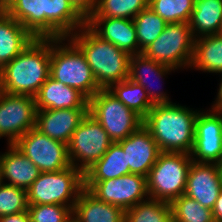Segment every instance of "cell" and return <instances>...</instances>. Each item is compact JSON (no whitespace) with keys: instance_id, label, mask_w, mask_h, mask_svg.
<instances>
[{"instance_id":"cell-1","label":"cell","mask_w":222,"mask_h":222,"mask_svg":"<svg viewBox=\"0 0 222 222\" xmlns=\"http://www.w3.org/2000/svg\"><path fill=\"white\" fill-rule=\"evenodd\" d=\"M199 111L179 103L157 104L143 119V125L161 152L190 154L194 146L195 122Z\"/></svg>"},{"instance_id":"cell-2","label":"cell","mask_w":222,"mask_h":222,"mask_svg":"<svg viewBox=\"0 0 222 222\" xmlns=\"http://www.w3.org/2000/svg\"><path fill=\"white\" fill-rule=\"evenodd\" d=\"M51 38H35L0 73V91L35 97L50 76Z\"/></svg>"},{"instance_id":"cell-3","label":"cell","mask_w":222,"mask_h":222,"mask_svg":"<svg viewBox=\"0 0 222 222\" xmlns=\"http://www.w3.org/2000/svg\"><path fill=\"white\" fill-rule=\"evenodd\" d=\"M67 38L82 51L101 89L128 78L130 55L101 39L87 25Z\"/></svg>"},{"instance_id":"cell-4","label":"cell","mask_w":222,"mask_h":222,"mask_svg":"<svg viewBox=\"0 0 222 222\" xmlns=\"http://www.w3.org/2000/svg\"><path fill=\"white\" fill-rule=\"evenodd\" d=\"M50 77L77 89L88 100L101 90L82 51L67 37L51 38Z\"/></svg>"},{"instance_id":"cell-5","label":"cell","mask_w":222,"mask_h":222,"mask_svg":"<svg viewBox=\"0 0 222 222\" xmlns=\"http://www.w3.org/2000/svg\"><path fill=\"white\" fill-rule=\"evenodd\" d=\"M192 161L187 153L161 152L146 177L149 198L171 203L184 194Z\"/></svg>"},{"instance_id":"cell-6","label":"cell","mask_w":222,"mask_h":222,"mask_svg":"<svg viewBox=\"0 0 222 222\" xmlns=\"http://www.w3.org/2000/svg\"><path fill=\"white\" fill-rule=\"evenodd\" d=\"M84 189V173L70 166L61 171L41 172L26 190L28 205L60 204L73 209Z\"/></svg>"},{"instance_id":"cell-7","label":"cell","mask_w":222,"mask_h":222,"mask_svg":"<svg viewBox=\"0 0 222 222\" xmlns=\"http://www.w3.org/2000/svg\"><path fill=\"white\" fill-rule=\"evenodd\" d=\"M89 114L105 129L113 142H119L143 125V119L125 106L108 89L99 90L88 100Z\"/></svg>"},{"instance_id":"cell-8","label":"cell","mask_w":222,"mask_h":222,"mask_svg":"<svg viewBox=\"0 0 222 222\" xmlns=\"http://www.w3.org/2000/svg\"><path fill=\"white\" fill-rule=\"evenodd\" d=\"M195 37L189 23H170L142 53L174 69L190 68Z\"/></svg>"},{"instance_id":"cell-9","label":"cell","mask_w":222,"mask_h":222,"mask_svg":"<svg viewBox=\"0 0 222 222\" xmlns=\"http://www.w3.org/2000/svg\"><path fill=\"white\" fill-rule=\"evenodd\" d=\"M113 143L105 129L88 113L67 144L70 163L84 173Z\"/></svg>"},{"instance_id":"cell-10","label":"cell","mask_w":222,"mask_h":222,"mask_svg":"<svg viewBox=\"0 0 222 222\" xmlns=\"http://www.w3.org/2000/svg\"><path fill=\"white\" fill-rule=\"evenodd\" d=\"M41 172L61 171L71 166L67 144L32 128L13 144Z\"/></svg>"},{"instance_id":"cell-11","label":"cell","mask_w":222,"mask_h":222,"mask_svg":"<svg viewBox=\"0 0 222 222\" xmlns=\"http://www.w3.org/2000/svg\"><path fill=\"white\" fill-rule=\"evenodd\" d=\"M84 188L97 199L121 207L124 211L149 198L146 177L125 174L103 181H84Z\"/></svg>"},{"instance_id":"cell-12","label":"cell","mask_w":222,"mask_h":222,"mask_svg":"<svg viewBox=\"0 0 222 222\" xmlns=\"http://www.w3.org/2000/svg\"><path fill=\"white\" fill-rule=\"evenodd\" d=\"M35 97L0 91V139L7 137L13 145L32 128L36 121Z\"/></svg>"},{"instance_id":"cell-13","label":"cell","mask_w":222,"mask_h":222,"mask_svg":"<svg viewBox=\"0 0 222 222\" xmlns=\"http://www.w3.org/2000/svg\"><path fill=\"white\" fill-rule=\"evenodd\" d=\"M194 162L220 163L222 160V112L202 110L195 122L194 146L190 153Z\"/></svg>"},{"instance_id":"cell-14","label":"cell","mask_w":222,"mask_h":222,"mask_svg":"<svg viewBox=\"0 0 222 222\" xmlns=\"http://www.w3.org/2000/svg\"><path fill=\"white\" fill-rule=\"evenodd\" d=\"M221 190L218 164L192 161L184 194L212 210Z\"/></svg>"},{"instance_id":"cell-15","label":"cell","mask_w":222,"mask_h":222,"mask_svg":"<svg viewBox=\"0 0 222 222\" xmlns=\"http://www.w3.org/2000/svg\"><path fill=\"white\" fill-rule=\"evenodd\" d=\"M45 14V38H63L86 25V18L69 0H41Z\"/></svg>"},{"instance_id":"cell-16","label":"cell","mask_w":222,"mask_h":222,"mask_svg":"<svg viewBox=\"0 0 222 222\" xmlns=\"http://www.w3.org/2000/svg\"><path fill=\"white\" fill-rule=\"evenodd\" d=\"M88 113V104L83 109L37 110L35 128L52 139L68 144Z\"/></svg>"},{"instance_id":"cell-17","label":"cell","mask_w":222,"mask_h":222,"mask_svg":"<svg viewBox=\"0 0 222 222\" xmlns=\"http://www.w3.org/2000/svg\"><path fill=\"white\" fill-rule=\"evenodd\" d=\"M117 143L126 154L130 173L147 177L161 151L144 125Z\"/></svg>"},{"instance_id":"cell-18","label":"cell","mask_w":222,"mask_h":222,"mask_svg":"<svg viewBox=\"0 0 222 222\" xmlns=\"http://www.w3.org/2000/svg\"><path fill=\"white\" fill-rule=\"evenodd\" d=\"M86 25L101 39L112 43L128 55L139 54L137 34L132 19L88 17Z\"/></svg>"},{"instance_id":"cell-19","label":"cell","mask_w":222,"mask_h":222,"mask_svg":"<svg viewBox=\"0 0 222 222\" xmlns=\"http://www.w3.org/2000/svg\"><path fill=\"white\" fill-rule=\"evenodd\" d=\"M175 70L176 69L154 61L153 59L146 57L143 53H140L130 56L128 79L138 83L145 89L148 98L153 105L173 103L167 96L168 94L166 92L160 89H157L158 91H153L149 88L152 85V81L151 83L149 82L150 80L148 79V76H152L156 80L158 78L159 80Z\"/></svg>"},{"instance_id":"cell-20","label":"cell","mask_w":222,"mask_h":222,"mask_svg":"<svg viewBox=\"0 0 222 222\" xmlns=\"http://www.w3.org/2000/svg\"><path fill=\"white\" fill-rule=\"evenodd\" d=\"M7 148L0 154V182L27 190L41 171L14 145Z\"/></svg>"},{"instance_id":"cell-21","label":"cell","mask_w":222,"mask_h":222,"mask_svg":"<svg viewBox=\"0 0 222 222\" xmlns=\"http://www.w3.org/2000/svg\"><path fill=\"white\" fill-rule=\"evenodd\" d=\"M36 110L83 109L88 99L77 89L48 77L35 96Z\"/></svg>"},{"instance_id":"cell-22","label":"cell","mask_w":222,"mask_h":222,"mask_svg":"<svg viewBox=\"0 0 222 222\" xmlns=\"http://www.w3.org/2000/svg\"><path fill=\"white\" fill-rule=\"evenodd\" d=\"M35 37L3 9L0 11V73L3 66L30 45Z\"/></svg>"},{"instance_id":"cell-23","label":"cell","mask_w":222,"mask_h":222,"mask_svg":"<svg viewBox=\"0 0 222 222\" xmlns=\"http://www.w3.org/2000/svg\"><path fill=\"white\" fill-rule=\"evenodd\" d=\"M77 222H125V211L116 205L97 199L83 189L72 209Z\"/></svg>"},{"instance_id":"cell-24","label":"cell","mask_w":222,"mask_h":222,"mask_svg":"<svg viewBox=\"0 0 222 222\" xmlns=\"http://www.w3.org/2000/svg\"><path fill=\"white\" fill-rule=\"evenodd\" d=\"M2 9L35 38H45V14H41V0H2Z\"/></svg>"},{"instance_id":"cell-25","label":"cell","mask_w":222,"mask_h":222,"mask_svg":"<svg viewBox=\"0 0 222 222\" xmlns=\"http://www.w3.org/2000/svg\"><path fill=\"white\" fill-rule=\"evenodd\" d=\"M189 26L195 39L219 34L222 28V0H194Z\"/></svg>"},{"instance_id":"cell-26","label":"cell","mask_w":222,"mask_h":222,"mask_svg":"<svg viewBox=\"0 0 222 222\" xmlns=\"http://www.w3.org/2000/svg\"><path fill=\"white\" fill-rule=\"evenodd\" d=\"M129 173L126 154L122 147L114 142L101 159L84 172V181H103Z\"/></svg>"},{"instance_id":"cell-27","label":"cell","mask_w":222,"mask_h":222,"mask_svg":"<svg viewBox=\"0 0 222 222\" xmlns=\"http://www.w3.org/2000/svg\"><path fill=\"white\" fill-rule=\"evenodd\" d=\"M191 67L203 72L222 73V34L195 39Z\"/></svg>"},{"instance_id":"cell-28","label":"cell","mask_w":222,"mask_h":222,"mask_svg":"<svg viewBox=\"0 0 222 222\" xmlns=\"http://www.w3.org/2000/svg\"><path fill=\"white\" fill-rule=\"evenodd\" d=\"M108 90L142 119L148 115V112L154 106L150 102L145 89L128 78L113 83Z\"/></svg>"},{"instance_id":"cell-29","label":"cell","mask_w":222,"mask_h":222,"mask_svg":"<svg viewBox=\"0 0 222 222\" xmlns=\"http://www.w3.org/2000/svg\"><path fill=\"white\" fill-rule=\"evenodd\" d=\"M132 20L136 29L139 54L149 47L158 36H160L168 24L150 7L140 11Z\"/></svg>"},{"instance_id":"cell-30","label":"cell","mask_w":222,"mask_h":222,"mask_svg":"<svg viewBox=\"0 0 222 222\" xmlns=\"http://www.w3.org/2000/svg\"><path fill=\"white\" fill-rule=\"evenodd\" d=\"M125 222H173L171 205L148 198L125 210Z\"/></svg>"},{"instance_id":"cell-31","label":"cell","mask_w":222,"mask_h":222,"mask_svg":"<svg viewBox=\"0 0 222 222\" xmlns=\"http://www.w3.org/2000/svg\"><path fill=\"white\" fill-rule=\"evenodd\" d=\"M148 3L149 0H97L89 17L133 19Z\"/></svg>"},{"instance_id":"cell-32","label":"cell","mask_w":222,"mask_h":222,"mask_svg":"<svg viewBox=\"0 0 222 222\" xmlns=\"http://www.w3.org/2000/svg\"><path fill=\"white\" fill-rule=\"evenodd\" d=\"M173 222H215L212 210L182 194L171 203Z\"/></svg>"},{"instance_id":"cell-33","label":"cell","mask_w":222,"mask_h":222,"mask_svg":"<svg viewBox=\"0 0 222 222\" xmlns=\"http://www.w3.org/2000/svg\"><path fill=\"white\" fill-rule=\"evenodd\" d=\"M148 7L168 24L189 23L194 0H149Z\"/></svg>"},{"instance_id":"cell-34","label":"cell","mask_w":222,"mask_h":222,"mask_svg":"<svg viewBox=\"0 0 222 222\" xmlns=\"http://www.w3.org/2000/svg\"><path fill=\"white\" fill-rule=\"evenodd\" d=\"M27 192L0 182V217L28 210Z\"/></svg>"},{"instance_id":"cell-35","label":"cell","mask_w":222,"mask_h":222,"mask_svg":"<svg viewBox=\"0 0 222 222\" xmlns=\"http://www.w3.org/2000/svg\"><path fill=\"white\" fill-rule=\"evenodd\" d=\"M30 222H65L72 216V208L60 204L29 205Z\"/></svg>"},{"instance_id":"cell-36","label":"cell","mask_w":222,"mask_h":222,"mask_svg":"<svg viewBox=\"0 0 222 222\" xmlns=\"http://www.w3.org/2000/svg\"><path fill=\"white\" fill-rule=\"evenodd\" d=\"M73 6L87 19L94 11L97 0H69Z\"/></svg>"},{"instance_id":"cell-37","label":"cell","mask_w":222,"mask_h":222,"mask_svg":"<svg viewBox=\"0 0 222 222\" xmlns=\"http://www.w3.org/2000/svg\"><path fill=\"white\" fill-rule=\"evenodd\" d=\"M0 222H30L28 211L5 215L0 217Z\"/></svg>"},{"instance_id":"cell-38","label":"cell","mask_w":222,"mask_h":222,"mask_svg":"<svg viewBox=\"0 0 222 222\" xmlns=\"http://www.w3.org/2000/svg\"><path fill=\"white\" fill-rule=\"evenodd\" d=\"M212 213L215 222H222V190L215 202Z\"/></svg>"},{"instance_id":"cell-39","label":"cell","mask_w":222,"mask_h":222,"mask_svg":"<svg viewBox=\"0 0 222 222\" xmlns=\"http://www.w3.org/2000/svg\"><path fill=\"white\" fill-rule=\"evenodd\" d=\"M221 76H222V73H221ZM210 109L214 111L222 112V78H221V82L219 83L217 98Z\"/></svg>"},{"instance_id":"cell-40","label":"cell","mask_w":222,"mask_h":222,"mask_svg":"<svg viewBox=\"0 0 222 222\" xmlns=\"http://www.w3.org/2000/svg\"><path fill=\"white\" fill-rule=\"evenodd\" d=\"M218 170H219V174H220V178H221V183H222V160L220 163H218Z\"/></svg>"},{"instance_id":"cell-41","label":"cell","mask_w":222,"mask_h":222,"mask_svg":"<svg viewBox=\"0 0 222 222\" xmlns=\"http://www.w3.org/2000/svg\"><path fill=\"white\" fill-rule=\"evenodd\" d=\"M65 222H77L76 218L72 215L69 219H67Z\"/></svg>"},{"instance_id":"cell-42","label":"cell","mask_w":222,"mask_h":222,"mask_svg":"<svg viewBox=\"0 0 222 222\" xmlns=\"http://www.w3.org/2000/svg\"><path fill=\"white\" fill-rule=\"evenodd\" d=\"M2 10V0H0V11Z\"/></svg>"}]
</instances>
